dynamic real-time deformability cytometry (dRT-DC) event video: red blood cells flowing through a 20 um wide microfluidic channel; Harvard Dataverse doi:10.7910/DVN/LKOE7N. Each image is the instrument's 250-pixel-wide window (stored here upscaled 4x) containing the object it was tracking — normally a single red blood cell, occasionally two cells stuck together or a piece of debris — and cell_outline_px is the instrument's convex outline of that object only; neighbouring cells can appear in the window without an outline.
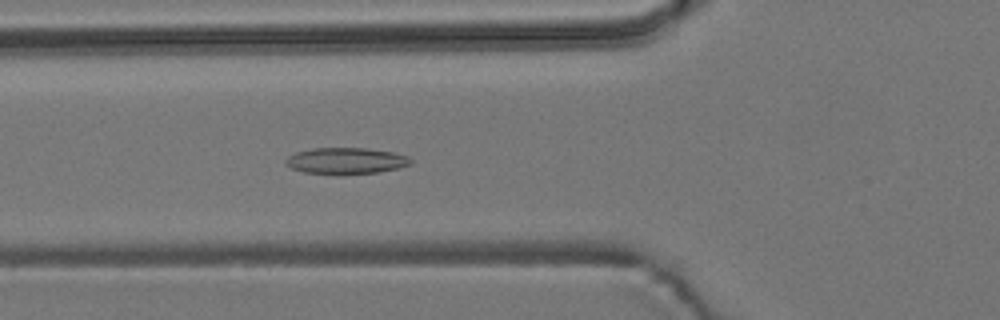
{"species": "common noctule bat (a hibernating species)", "species_latin": "Nyctalus noctula", "temperature_condition": "room temperature", "stored_images_in_passage": 55, "camera_frame_rate_fps": 3000, "um_per_image_px": 0.085, "animal": {"sex": "male", "body_mass_g": 19.2, "forearm_length_mm": 51.8}, "frame": {"image": 1, "passage_image": 20, "time_ms": 6.333, "image_size_px": [1000, 320], "cell_outline_px": [[412, 164], [380, 172], [336, 176], [304, 172], [292, 168], [284, 164], [284, 160], [288, 156], [296, 152], [312, 148], [364, 148], [392, 152], [408, 156], [412, 160]], "centroid_in_image_um": [29.37, 13.69], "position_along_channel_um": 96.4, "area_um2": 19.59}}
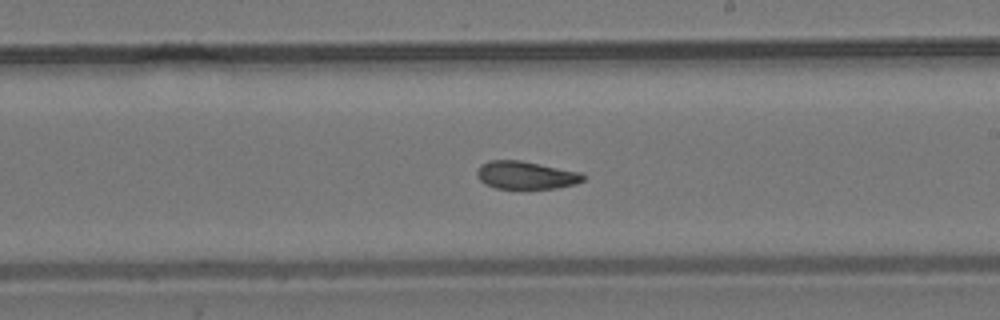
{"frame": {"image": 2, "passage_image": 32, "time_ms": 10.333, "image_size_px": [1000, 320], "cell_outline_px": [[584, 180], [576, 184], [556, 188], [496, 188], [484, 184], [476, 176], [476, 172], [480, 164], [488, 160], [520, 160], [580, 172], [584, 176]], "centroid_in_image_um": [44.66, 14.88], "position_along_channel_um": 244.3, "area_um2": 17.22}}
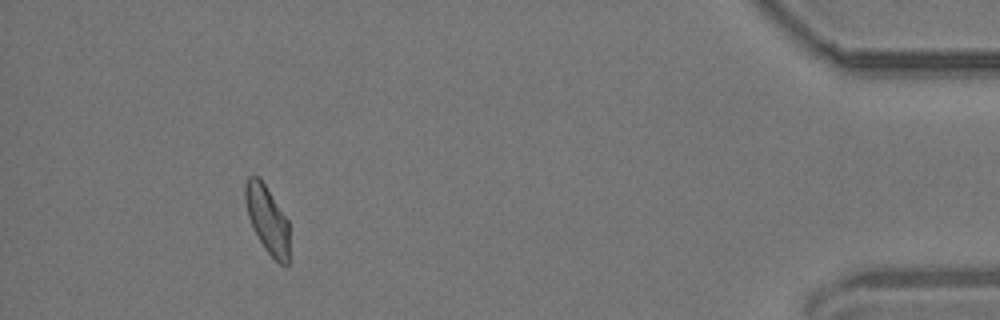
{"frame": {"image": 3, "passage_image": 51, "time_ms": 16.667, "image_size_px": [1000, 320], "cell_outline_px": [[288, 264], [280, 264], [264, 248], [252, 228], [248, 216], [244, 200], [244, 184], [248, 176], [256, 176], [264, 184], [288, 220]], "centroid_in_image_um": [22.68, 18.64], "position_along_channel_um": 412.5, "area_um2": 17.11}, "authors_computed_cell_mechanics": {"area_um2": 18.2648, "velocity_mm_per_s": 3.6839, "shape_relaxation_time_tau1_ms": null, "shape_relaxation_time_tau2_ms": 2.5917, "deformation_change_tau1": null, "deformation_change_tau2": 0.0842}}